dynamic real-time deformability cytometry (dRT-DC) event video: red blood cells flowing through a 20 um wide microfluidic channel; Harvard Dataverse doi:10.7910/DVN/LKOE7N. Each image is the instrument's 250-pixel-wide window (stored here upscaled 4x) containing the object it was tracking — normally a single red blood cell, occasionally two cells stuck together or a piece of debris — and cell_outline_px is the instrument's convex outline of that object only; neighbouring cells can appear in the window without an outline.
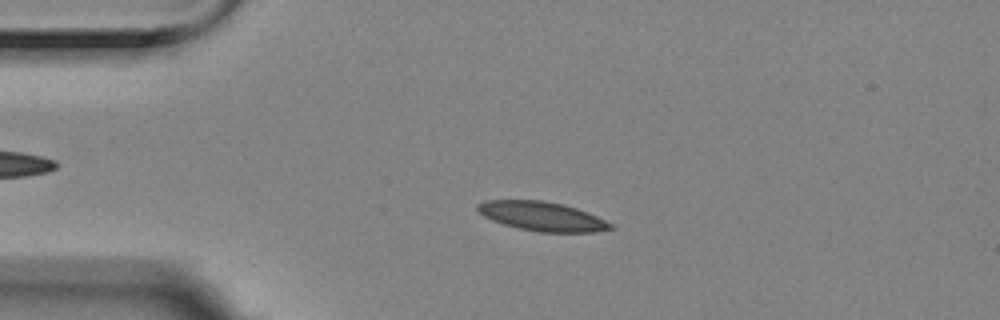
{"species": "Egyptian fruit bat (a non-hibernating species)", "species_latin": "Rousettus aegyptiacus", "temperature_condition": "room temperature", "stored_images_in_passage": 3, "camera_frame_rate_fps": 3000, "um_per_image_px": 0.085, "animal": {"sex": "female"}, "frame": {"image": 1, "passage_image": 2, "time_ms": 0.333, "image_size_px": [1000, 320], "cell_outline_px": [[616, 228], [596, 232], [540, 232], [520, 228], [504, 224], [492, 220], [484, 216], [476, 208], [476, 204], [488, 200], [540, 200], [564, 204], [588, 212], [612, 224]], "centroid_in_image_um": [46.1, 18.38], "position_along_channel_um": 38.9, "area_um2": 22.48}}